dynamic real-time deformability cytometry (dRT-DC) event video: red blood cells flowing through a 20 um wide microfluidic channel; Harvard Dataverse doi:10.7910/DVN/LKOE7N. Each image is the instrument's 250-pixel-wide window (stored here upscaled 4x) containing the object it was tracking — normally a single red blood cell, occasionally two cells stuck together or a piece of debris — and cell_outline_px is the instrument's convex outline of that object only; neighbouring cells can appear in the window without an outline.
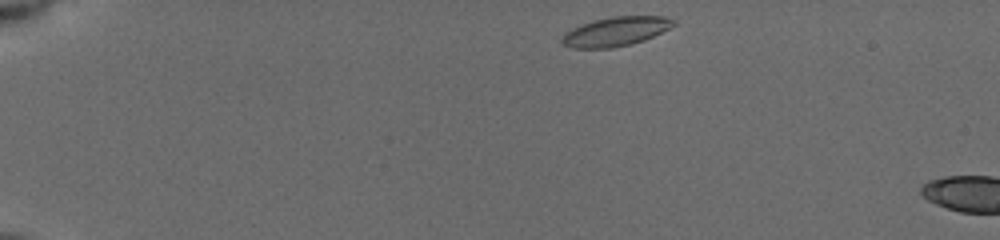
{"species": "common noctule bat (a hibernating species)", "species_latin": "Nyctalus noctula", "temperature_condition": "cold", "stored_images_in_passage": 5, "camera_frame_rate_fps": 3000, "um_per_image_px": 0.085, "animal": {"sex": "female", "body_mass_g": 19.5, "forearm_length_mm": 54.1}, "frame": {"image": 1, "passage_image": 2, "time_ms": 0.333, "image_size_px": [1000, 240], "cell_outline_px": [[676, 24], [644, 40], [632, 44], [612, 48], [572, 48], [564, 44], [560, 40], [564, 32], [580, 24], [612, 16], [668, 16], [676, 20]], "centroid_in_image_um": [52.32, 2.67], "position_along_channel_um": 32.7, "area_um2": 19.02}}